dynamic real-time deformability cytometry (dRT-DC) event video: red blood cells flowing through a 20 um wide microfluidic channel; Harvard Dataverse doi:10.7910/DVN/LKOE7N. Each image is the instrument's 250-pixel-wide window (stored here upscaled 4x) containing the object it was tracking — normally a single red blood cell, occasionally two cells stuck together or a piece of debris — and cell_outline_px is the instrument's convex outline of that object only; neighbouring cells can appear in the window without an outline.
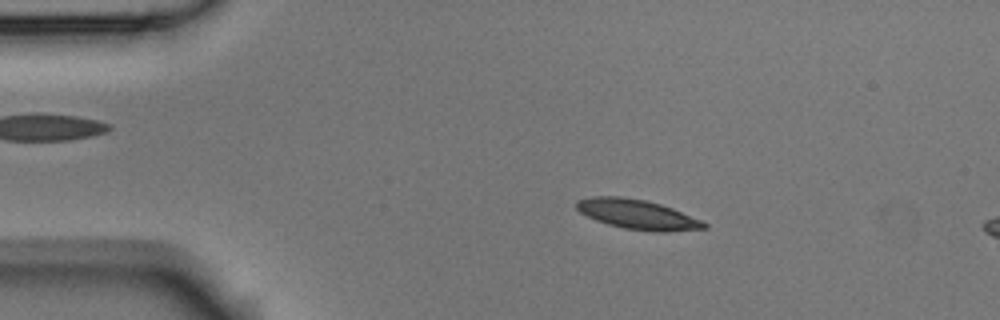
{"species": "Egyptian fruit bat (a non-hibernating species)", "species_latin": "Rousettus aegyptiacus", "temperature_condition": "room temperature", "stored_images_in_passage": 15, "camera_frame_rate_fps": 3000, "um_per_image_px": 0.085, "animal": {"sex": "male"}, "frame": {"image": 1, "passage_image": 9, "time_ms": 2.667, "image_size_px": [1000, 320], "cell_outline_px": [[708, 228], [664, 232], [652, 232], [624, 228], [608, 224], [596, 220], [580, 212], [576, 208], [576, 200], [592, 196], [620, 196], [644, 200], [660, 204], [672, 208], [700, 220], [708, 224]], "centroid_in_image_um": [54.16, 18.22], "position_along_channel_um": 30.8, "area_um2": 21.96}}